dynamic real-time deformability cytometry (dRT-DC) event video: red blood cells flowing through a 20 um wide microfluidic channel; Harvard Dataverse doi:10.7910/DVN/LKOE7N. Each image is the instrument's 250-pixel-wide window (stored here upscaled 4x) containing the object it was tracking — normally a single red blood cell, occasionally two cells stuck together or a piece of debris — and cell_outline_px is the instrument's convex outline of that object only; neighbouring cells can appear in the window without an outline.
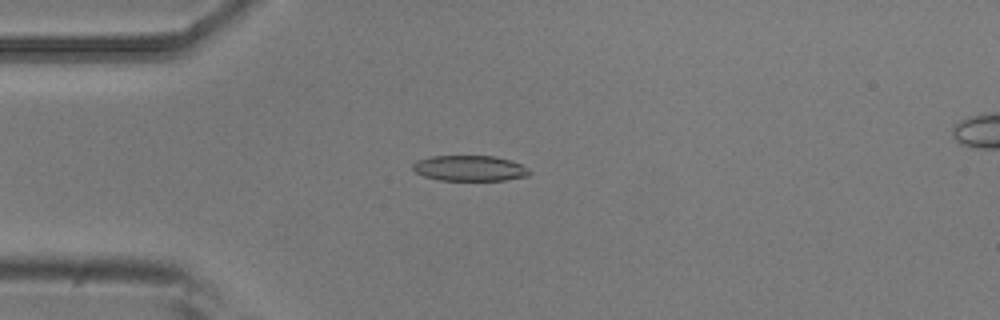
{"species": "common noctule bat (a hibernating species)", "species_latin": "Nyctalus noctula", "temperature_condition": "room temperature", "stored_images_in_passage": 6, "camera_frame_rate_fps": 3000, "um_per_image_px": 0.085, "animal": {"sex": "male", "body_mass_g": 20.5, "forearm_length_mm": 52.5}, "frame": {"image": 1, "passage_image": 5, "time_ms": 1.333, "image_size_px": [1000, 320], "cell_outline_px": [[532, 172], [528, 176], [504, 180], [440, 180], [424, 176], [416, 172], [412, 168], [412, 164], [416, 160], [432, 156], [496, 156], [512, 160], [528, 168]], "centroid_in_image_um": [39.94, 14.29], "position_along_channel_um": 45.1, "area_um2": 17.46}}